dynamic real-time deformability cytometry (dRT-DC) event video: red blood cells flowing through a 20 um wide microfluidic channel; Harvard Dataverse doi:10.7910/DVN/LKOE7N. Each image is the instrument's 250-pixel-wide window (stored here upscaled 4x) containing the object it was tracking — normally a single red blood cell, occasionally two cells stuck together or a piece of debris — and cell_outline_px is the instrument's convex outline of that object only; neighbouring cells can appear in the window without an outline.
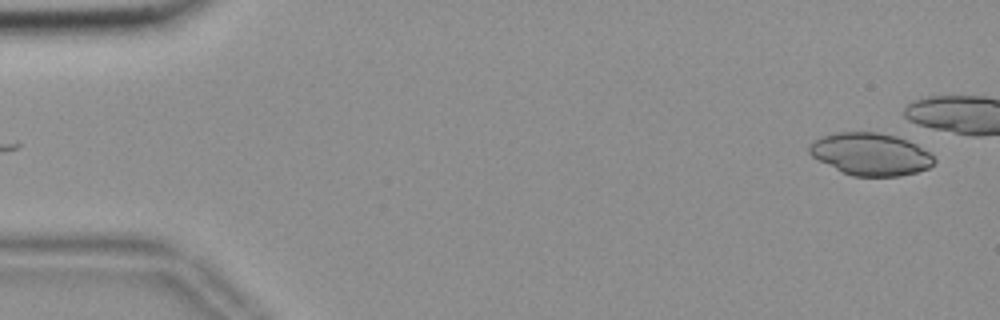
{"species": "common noctule bat (a hibernating species)", "species_latin": "Nyctalus noctula", "temperature_condition": "room temperature", "stored_images_in_passage": 14, "camera_frame_rate_fps": 3000, "um_per_image_px": 0.085, "animal": {"sex": "female", "body_mass_g": 18.4}, "frame": {"image": 1, "passage_image": 3, "time_ms": 0.667, "image_size_px": [1000, 320], "cell_outline_px": [[936, 160], [928, 168], [916, 172], [900, 176], [852, 176], [812, 156], [808, 152], [808, 144], [820, 136], [836, 132], [880, 132], [896, 136], [908, 140], [916, 144], [928, 152]], "centroid_in_image_um": [73.99, 13.08], "position_along_channel_um": 11.0, "area_um2": 30.69}}